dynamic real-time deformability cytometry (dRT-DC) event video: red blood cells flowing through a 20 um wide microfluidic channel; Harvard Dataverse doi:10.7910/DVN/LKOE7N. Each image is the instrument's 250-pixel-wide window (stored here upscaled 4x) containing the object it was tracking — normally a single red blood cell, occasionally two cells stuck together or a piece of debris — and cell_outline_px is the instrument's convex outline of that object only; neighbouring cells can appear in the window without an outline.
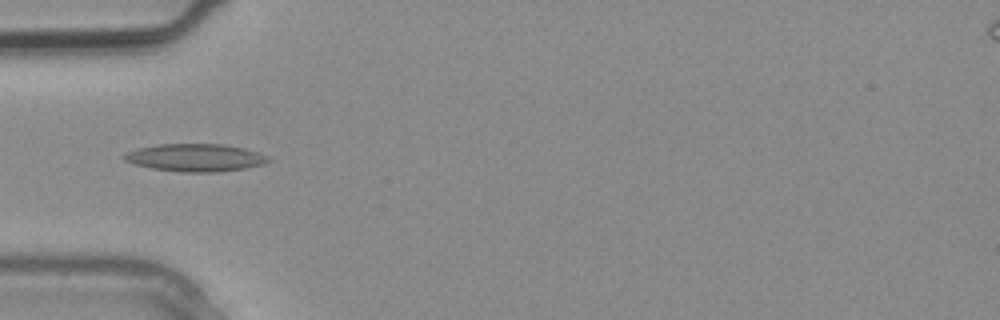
{"species": "common noctule bat (a hibernating species)", "species_latin": "Nyctalus noctula", "temperature_condition": "warm", "stored_images_in_passage": 3, "camera_frame_rate_fps": 3000, "um_per_image_px": 0.085, "animal": {"sex": "male", "body_mass_g": 20.4}, "frame": {"image": 1, "passage_image": 3, "time_ms": 0.667, "image_size_px": [1000, 320], "cell_outline_px": [[272, 160], [264, 164], [244, 168], [216, 172], [180, 172], [152, 168], [136, 164], [124, 160], [120, 156], [136, 148], [156, 144], [224, 144], [244, 148], [268, 156]], "centroid_in_image_um": [16.59, 13.39], "position_along_channel_um": 68.4, "area_um2": 23.24}}